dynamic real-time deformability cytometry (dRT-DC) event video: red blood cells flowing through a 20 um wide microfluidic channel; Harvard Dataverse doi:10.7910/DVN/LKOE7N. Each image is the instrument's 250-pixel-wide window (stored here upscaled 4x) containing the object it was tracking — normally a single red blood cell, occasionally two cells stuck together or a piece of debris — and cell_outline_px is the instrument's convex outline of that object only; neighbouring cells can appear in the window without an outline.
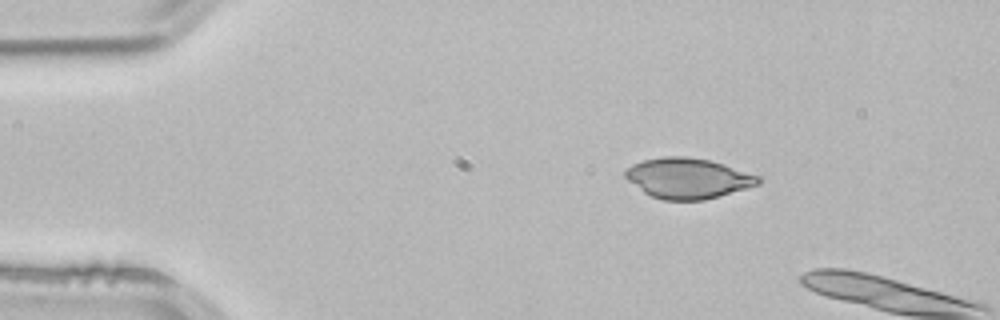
{"species": "common noctule bat (a hibernating species)", "species_latin": "Nyctalus noctula", "temperature_condition": "room temperature", "stored_images_in_passage": 2, "camera_frame_rate_fps": 3000, "um_per_image_px": 0.085, "animal": {"sex": "male", "body_mass_g": 21.5, "forearm_length_mm": 52.0}, "frame": {"image": 1, "passage_image": 1, "time_ms": 0.0, "image_size_px": [1000, 320], "cell_outline_px": [[764, 176], [760, 184], [748, 188], [720, 196], [704, 200], [664, 200], [652, 196], [644, 192], [628, 180], [624, 176], [624, 168], [632, 164], [644, 160], [664, 156], [688, 156], [712, 160]], "centroid_in_image_um": [58.53, 15.13], "position_along_channel_um": 26.5, "area_um2": 31.85}}